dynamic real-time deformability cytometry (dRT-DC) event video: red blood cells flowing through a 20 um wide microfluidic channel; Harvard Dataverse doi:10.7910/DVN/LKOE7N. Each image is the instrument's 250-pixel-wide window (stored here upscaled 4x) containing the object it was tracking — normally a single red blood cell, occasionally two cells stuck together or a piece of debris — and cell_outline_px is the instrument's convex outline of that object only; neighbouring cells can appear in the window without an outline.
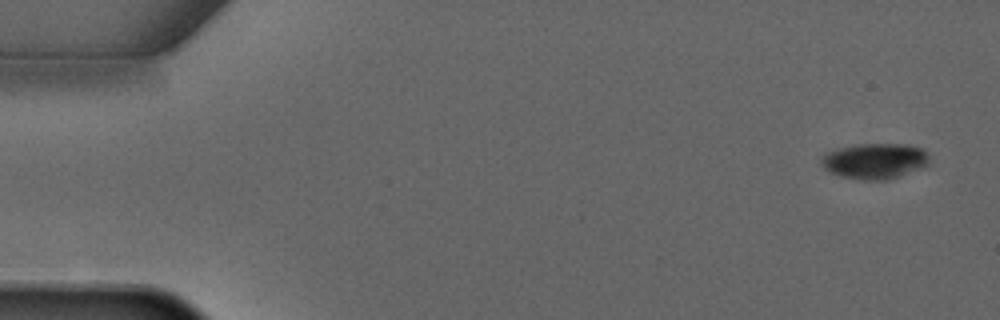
{"species": "common noctule bat (a hibernating species)", "species_latin": "Nyctalus noctula", "temperature_condition": "warm", "stored_images_in_passage": 4, "camera_frame_rate_fps": 3000, "um_per_image_px": 0.085, "animal": {"sex": "male", "forearm_length_mm": 52.5}, "frame": {"image": 1, "passage_image": 1, "time_ms": 0.0, "image_size_px": [1000, 320], "cell_outline_px": [[928, 164], [920, 168], [900, 176], [888, 180], [860, 180], [840, 176], [828, 172], [820, 164], [820, 156], [824, 152], [836, 148], [852, 144], [908, 144], [924, 148], [928, 152]], "centroid_in_image_um": [74.3, 13.67], "position_along_channel_um": 10.7, "area_um2": 23.0}}
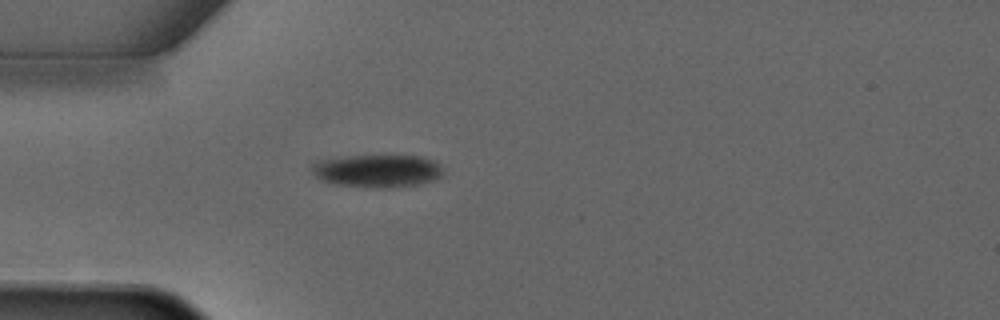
{"frame": {"image": 2, "passage_image": 4, "time_ms": 3.667, "image_size_px": [1000, 320], "cell_outline_px": [[444, 172], [440, 176], [432, 180], [416, 184], [384, 188], [372, 188], [336, 184], [320, 180], [312, 172], [312, 164], [320, 160], [348, 156], [420, 156], [432, 160], [440, 164]], "centroid_in_image_um": [32.06, 14.52], "position_along_channel_um": 52.9, "area_um2": 24.85}}